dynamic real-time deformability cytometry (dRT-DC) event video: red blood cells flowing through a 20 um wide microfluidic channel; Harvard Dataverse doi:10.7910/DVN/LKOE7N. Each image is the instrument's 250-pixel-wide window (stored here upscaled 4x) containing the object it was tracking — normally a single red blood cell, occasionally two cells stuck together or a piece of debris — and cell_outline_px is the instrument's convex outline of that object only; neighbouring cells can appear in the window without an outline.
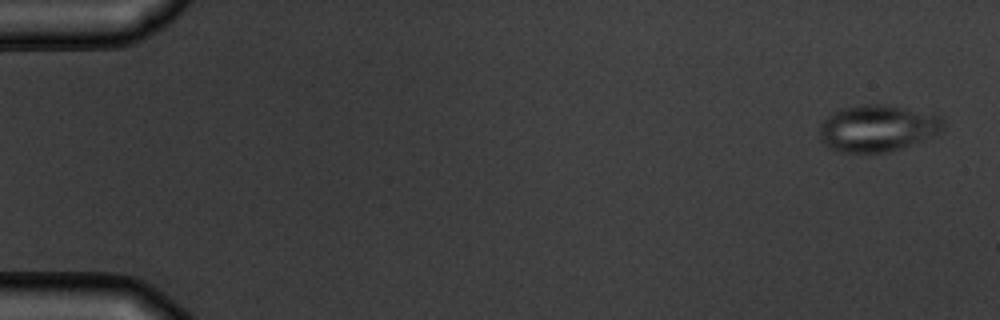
{"species": "common noctule bat (a hibernating species)", "species_latin": "Nyctalus noctula", "temperature_condition": "warm", "stored_images_in_passage": 6, "camera_frame_rate_fps": 3000, "um_per_image_px": 0.085, "animal": {"sex": "male", "body_mass_g": 19.5, "forearm_length_mm": 54.6}, "frame": {"image": 1, "passage_image": 6, "time_ms": 6.667, "image_size_px": [1000, 320], "cell_outline_px": [[948, 124], [936, 136], [900, 148], [884, 152], [840, 152], [824, 144], [820, 140], [820, 124], [828, 116], [840, 108], [864, 104], [888, 104], [940, 116]], "centroid_in_image_um": [74.62, 10.89], "position_along_channel_um": 10.4, "area_um2": 33.76}}